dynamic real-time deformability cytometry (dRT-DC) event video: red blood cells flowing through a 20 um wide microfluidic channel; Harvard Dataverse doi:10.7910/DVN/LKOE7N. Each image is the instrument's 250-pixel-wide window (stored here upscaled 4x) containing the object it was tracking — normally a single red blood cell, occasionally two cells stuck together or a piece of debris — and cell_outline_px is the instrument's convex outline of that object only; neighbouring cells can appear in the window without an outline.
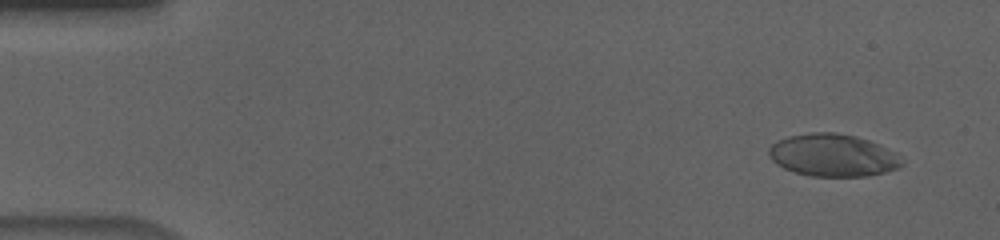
{"species": "human", "species_latin": "Homo sapiens", "temperature_condition": "cold", "stored_images_in_passage": 56, "camera_frame_rate_fps": 3000, "um_per_image_px": 0.085, "donor": {"sex": "male"}, "frame": {"image": 1, "passage_image": 4, "time_ms": 1.0, "image_size_px": [1000, 240], "cell_outline_px": [[904, 164], [900, 168], [868, 176], [812, 176], [796, 172], [784, 168], [776, 164], [772, 160], [768, 152], [768, 148], [776, 140], [792, 136], [812, 132], [832, 132], [856, 136], [880, 144], [896, 152], [904, 160]], "centroid_in_image_um": [70.84, 13.2], "position_along_channel_um": 14.2, "area_um2": 33.06}}
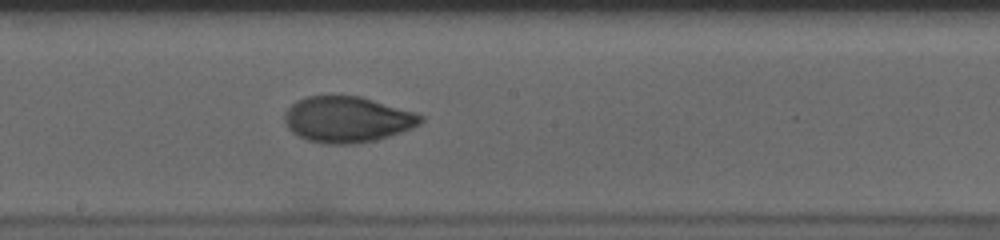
{"frame": {"image": 2, "passage_image": 31, "time_ms": 10.0, "image_size_px": [1000, 240], "cell_outline_px": [[424, 120], [420, 124], [412, 128], [376, 140], [352, 144], [324, 144], [308, 140], [292, 132], [288, 128], [284, 120], [284, 116], [288, 108], [296, 100], [308, 96], [360, 96], [416, 112], [424, 116]], "centroid_in_image_um": [29.53, 10.15], "position_along_channel_um": 218.7, "area_um2": 36.41}}
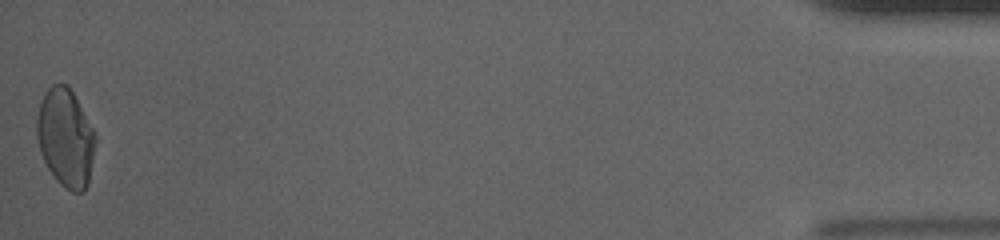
{"frame": {"image": 3, "passage_image": 56, "time_ms": 18.333, "image_size_px": [1000, 240], "cell_outline_px": [[96, 140], [88, 184], [80, 192], [72, 192], [64, 188], [56, 180], [48, 168], [40, 152], [36, 136], [36, 116], [40, 100], [44, 92], [52, 84], [68, 84], [92, 128], [96, 136]], "centroid_in_image_um": [5.54, 11.7], "position_along_channel_um": 429.7, "area_um2": 33.52}, "authors_computed_cell_mechanics": {"area_um2": 34.969, "velocity_mm_per_s": 3.6447, "shape_relaxation_time_tau1_ms": 5.9882, "shape_relaxation_time_tau2_ms": 0.959, "deformation_change_tau1": 0.1766, "deformation_change_tau2": 0.0449}}